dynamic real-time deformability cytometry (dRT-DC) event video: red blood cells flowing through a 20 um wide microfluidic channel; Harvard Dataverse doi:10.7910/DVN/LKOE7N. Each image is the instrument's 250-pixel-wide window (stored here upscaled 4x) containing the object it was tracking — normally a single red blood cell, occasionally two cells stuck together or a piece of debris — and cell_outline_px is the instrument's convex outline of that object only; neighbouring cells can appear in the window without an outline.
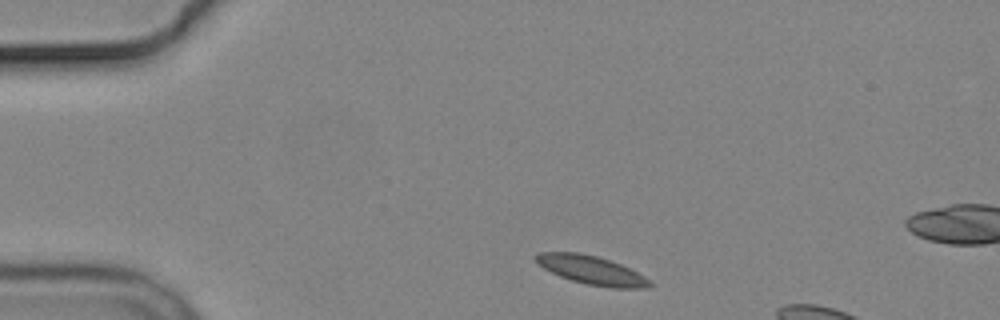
{"species": "common noctule bat (a hibernating species)", "species_latin": "Nyctalus noctula", "temperature_condition": "cold", "stored_images_in_passage": 3, "camera_frame_rate_fps": 3000, "um_per_image_px": 0.085, "animal": {"sex": "male", "body_mass_g": 19.2, "forearm_length_mm": 51.8}, "frame": {"image": 1, "passage_image": 1, "time_ms": 0.0, "image_size_px": [1000, 320], "cell_outline_px": [[652, 284], [648, 288], [612, 288], [588, 284], [572, 280], [560, 276], [536, 264], [532, 260], [532, 256], [540, 252], [580, 252], [596, 256], [620, 264], [652, 280]], "centroid_in_image_um": [50.23, 22.95], "position_along_channel_um": 34.8, "area_um2": 19.02}}